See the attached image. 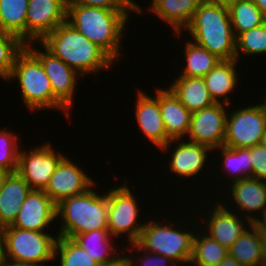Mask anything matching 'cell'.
Instances as JSON below:
<instances>
[{
	"label": "cell",
	"instance_id": "cell-1",
	"mask_svg": "<svg viewBox=\"0 0 266 266\" xmlns=\"http://www.w3.org/2000/svg\"><path fill=\"white\" fill-rule=\"evenodd\" d=\"M39 43L82 76L86 73L95 75L115 62L102 48L79 33L67 21Z\"/></svg>",
	"mask_w": 266,
	"mask_h": 266
},
{
	"label": "cell",
	"instance_id": "cell-2",
	"mask_svg": "<svg viewBox=\"0 0 266 266\" xmlns=\"http://www.w3.org/2000/svg\"><path fill=\"white\" fill-rule=\"evenodd\" d=\"M128 13L103 7L67 5V22L116 61L121 56L120 41Z\"/></svg>",
	"mask_w": 266,
	"mask_h": 266
},
{
	"label": "cell",
	"instance_id": "cell-3",
	"mask_svg": "<svg viewBox=\"0 0 266 266\" xmlns=\"http://www.w3.org/2000/svg\"><path fill=\"white\" fill-rule=\"evenodd\" d=\"M186 30L196 44L221 60L236 59V37L227 6L204 1Z\"/></svg>",
	"mask_w": 266,
	"mask_h": 266
},
{
	"label": "cell",
	"instance_id": "cell-4",
	"mask_svg": "<svg viewBox=\"0 0 266 266\" xmlns=\"http://www.w3.org/2000/svg\"><path fill=\"white\" fill-rule=\"evenodd\" d=\"M92 188L57 205L56 215L62 218L58 236L72 239L81 233L108 229V195H99Z\"/></svg>",
	"mask_w": 266,
	"mask_h": 266
},
{
	"label": "cell",
	"instance_id": "cell-5",
	"mask_svg": "<svg viewBox=\"0 0 266 266\" xmlns=\"http://www.w3.org/2000/svg\"><path fill=\"white\" fill-rule=\"evenodd\" d=\"M15 78L20 83L23 102L31 112L53 108L63 110L69 118L67 111L54 99L49 77L40 61L26 47L16 56L8 80Z\"/></svg>",
	"mask_w": 266,
	"mask_h": 266
},
{
	"label": "cell",
	"instance_id": "cell-6",
	"mask_svg": "<svg viewBox=\"0 0 266 266\" xmlns=\"http://www.w3.org/2000/svg\"><path fill=\"white\" fill-rule=\"evenodd\" d=\"M172 224L160 225L153 220L145 223L133 249L138 252L145 251L171 259L176 264L183 266L190 263L193 251L194 231L179 230L173 228Z\"/></svg>",
	"mask_w": 266,
	"mask_h": 266
},
{
	"label": "cell",
	"instance_id": "cell-7",
	"mask_svg": "<svg viewBox=\"0 0 266 266\" xmlns=\"http://www.w3.org/2000/svg\"><path fill=\"white\" fill-rule=\"evenodd\" d=\"M2 230L7 263H45L55 260L58 235L7 226Z\"/></svg>",
	"mask_w": 266,
	"mask_h": 266
},
{
	"label": "cell",
	"instance_id": "cell-8",
	"mask_svg": "<svg viewBox=\"0 0 266 266\" xmlns=\"http://www.w3.org/2000/svg\"><path fill=\"white\" fill-rule=\"evenodd\" d=\"M227 114L224 146L249 148L261 143L266 131V108L256 104Z\"/></svg>",
	"mask_w": 266,
	"mask_h": 266
},
{
	"label": "cell",
	"instance_id": "cell-9",
	"mask_svg": "<svg viewBox=\"0 0 266 266\" xmlns=\"http://www.w3.org/2000/svg\"><path fill=\"white\" fill-rule=\"evenodd\" d=\"M125 184L128 183L125 182L122 186L111 188L107 192L108 230L113 237L127 233L128 241L134 244L137 242L145 223L137 224L140 210L136 196Z\"/></svg>",
	"mask_w": 266,
	"mask_h": 266
},
{
	"label": "cell",
	"instance_id": "cell-10",
	"mask_svg": "<svg viewBox=\"0 0 266 266\" xmlns=\"http://www.w3.org/2000/svg\"><path fill=\"white\" fill-rule=\"evenodd\" d=\"M32 42L26 43L25 47L40 61L45 73L49 77L53 90L54 99L67 111L71 110L74 102L73 96L76 91L78 76L77 71L55 57L43 45L45 52L32 47ZM33 48V49H32Z\"/></svg>",
	"mask_w": 266,
	"mask_h": 266
},
{
	"label": "cell",
	"instance_id": "cell-11",
	"mask_svg": "<svg viewBox=\"0 0 266 266\" xmlns=\"http://www.w3.org/2000/svg\"><path fill=\"white\" fill-rule=\"evenodd\" d=\"M50 143L42 144L30 151L19 152L17 173L32 190H44L58 164L65 157L56 152Z\"/></svg>",
	"mask_w": 266,
	"mask_h": 266
},
{
	"label": "cell",
	"instance_id": "cell-12",
	"mask_svg": "<svg viewBox=\"0 0 266 266\" xmlns=\"http://www.w3.org/2000/svg\"><path fill=\"white\" fill-rule=\"evenodd\" d=\"M226 106V107H225ZM223 103L193 112L186 140L207 146L212 150L224 145L227 125V107Z\"/></svg>",
	"mask_w": 266,
	"mask_h": 266
},
{
	"label": "cell",
	"instance_id": "cell-13",
	"mask_svg": "<svg viewBox=\"0 0 266 266\" xmlns=\"http://www.w3.org/2000/svg\"><path fill=\"white\" fill-rule=\"evenodd\" d=\"M67 21V0H29L26 43L39 40Z\"/></svg>",
	"mask_w": 266,
	"mask_h": 266
},
{
	"label": "cell",
	"instance_id": "cell-14",
	"mask_svg": "<svg viewBox=\"0 0 266 266\" xmlns=\"http://www.w3.org/2000/svg\"><path fill=\"white\" fill-rule=\"evenodd\" d=\"M88 176L65 156L43 191L58 205L62 200L82 194L94 186L95 181Z\"/></svg>",
	"mask_w": 266,
	"mask_h": 266
},
{
	"label": "cell",
	"instance_id": "cell-15",
	"mask_svg": "<svg viewBox=\"0 0 266 266\" xmlns=\"http://www.w3.org/2000/svg\"><path fill=\"white\" fill-rule=\"evenodd\" d=\"M57 205L43 190H31L11 225L16 228L44 232L57 218Z\"/></svg>",
	"mask_w": 266,
	"mask_h": 266
},
{
	"label": "cell",
	"instance_id": "cell-16",
	"mask_svg": "<svg viewBox=\"0 0 266 266\" xmlns=\"http://www.w3.org/2000/svg\"><path fill=\"white\" fill-rule=\"evenodd\" d=\"M156 96L150 97L141 90L137 93L135 103V118L140 129L147 138L158 148L167 145L171 139L167 136L161 111L159 108V88Z\"/></svg>",
	"mask_w": 266,
	"mask_h": 266
},
{
	"label": "cell",
	"instance_id": "cell-17",
	"mask_svg": "<svg viewBox=\"0 0 266 266\" xmlns=\"http://www.w3.org/2000/svg\"><path fill=\"white\" fill-rule=\"evenodd\" d=\"M172 142H175V145H177L172 151L169 161L170 171L174 174L177 173L178 176L180 175L187 178L198 175L206 165L208 152L213 150L207 146L189 140L181 142L180 139H171L167 145H164L160 149L162 151H167L168 148L170 149L169 145H172Z\"/></svg>",
	"mask_w": 266,
	"mask_h": 266
},
{
	"label": "cell",
	"instance_id": "cell-18",
	"mask_svg": "<svg viewBox=\"0 0 266 266\" xmlns=\"http://www.w3.org/2000/svg\"><path fill=\"white\" fill-rule=\"evenodd\" d=\"M212 208L210 218L207 217L205 224L208 225L205 228L207 235L229 249L251 224L245 225V216L242 219L241 215H236L234 210L231 212L223 203H217Z\"/></svg>",
	"mask_w": 266,
	"mask_h": 266
},
{
	"label": "cell",
	"instance_id": "cell-19",
	"mask_svg": "<svg viewBox=\"0 0 266 266\" xmlns=\"http://www.w3.org/2000/svg\"><path fill=\"white\" fill-rule=\"evenodd\" d=\"M230 189L238 210L247 212L245 216L248 224L257 220L256 216H251L252 212L258 211L261 216L266 212V181L252 177L243 178L232 182Z\"/></svg>",
	"mask_w": 266,
	"mask_h": 266
},
{
	"label": "cell",
	"instance_id": "cell-20",
	"mask_svg": "<svg viewBox=\"0 0 266 266\" xmlns=\"http://www.w3.org/2000/svg\"><path fill=\"white\" fill-rule=\"evenodd\" d=\"M29 184L17 173H6L0 189V229L11 226L27 195Z\"/></svg>",
	"mask_w": 266,
	"mask_h": 266
},
{
	"label": "cell",
	"instance_id": "cell-21",
	"mask_svg": "<svg viewBox=\"0 0 266 266\" xmlns=\"http://www.w3.org/2000/svg\"><path fill=\"white\" fill-rule=\"evenodd\" d=\"M159 108L166 134L170 139H181L187 135L192 113L169 89H159Z\"/></svg>",
	"mask_w": 266,
	"mask_h": 266
},
{
	"label": "cell",
	"instance_id": "cell-22",
	"mask_svg": "<svg viewBox=\"0 0 266 266\" xmlns=\"http://www.w3.org/2000/svg\"><path fill=\"white\" fill-rule=\"evenodd\" d=\"M205 0H152L149 10L158 15V18L166 21L177 33L185 30L198 7Z\"/></svg>",
	"mask_w": 266,
	"mask_h": 266
},
{
	"label": "cell",
	"instance_id": "cell-23",
	"mask_svg": "<svg viewBox=\"0 0 266 266\" xmlns=\"http://www.w3.org/2000/svg\"><path fill=\"white\" fill-rule=\"evenodd\" d=\"M169 89L191 113L215 103L202 77L178 76Z\"/></svg>",
	"mask_w": 266,
	"mask_h": 266
},
{
	"label": "cell",
	"instance_id": "cell-24",
	"mask_svg": "<svg viewBox=\"0 0 266 266\" xmlns=\"http://www.w3.org/2000/svg\"><path fill=\"white\" fill-rule=\"evenodd\" d=\"M110 237L112 235L108 229H101L81 233L72 239L87 251L100 266H112L119 263L124 257L120 255L117 257V249L112 246Z\"/></svg>",
	"mask_w": 266,
	"mask_h": 266
},
{
	"label": "cell",
	"instance_id": "cell-25",
	"mask_svg": "<svg viewBox=\"0 0 266 266\" xmlns=\"http://www.w3.org/2000/svg\"><path fill=\"white\" fill-rule=\"evenodd\" d=\"M236 65V59L221 60L203 77L209 94L215 103H223L230 106V99L226 95H229L236 87L238 80ZM221 97L224 98L223 101L219 100Z\"/></svg>",
	"mask_w": 266,
	"mask_h": 266
},
{
	"label": "cell",
	"instance_id": "cell-26",
	"mask_svg": "<svg viewBox=\"0 0 266 266\" xmlns=\"http://www.w3.org/2000/svg\"><path fill=\"white\" fill-rule=\"evenodd\" d=\"M231 257L243 266H260L261 233L252 223L228 249Z\"/></svg>",
	"mask_w": 266,
	"mask_h": 266
},
{
	"label": "cell",
	"instance_id": "cell-27",
	"mask_svg": "<svg viewBox=\"0 0 266 266\" xmlns=\"http://www.w3.org/2000/svg\"><path fill=\"white\" fill-rule=\"evenodd\" d=\"M29 0H0V30L26 43V13Z\"/></svg>",
	"mask_w": 266,
	"mask_h": 266
},
{
	"label": "cell",
	"instance_id": "cell-28",
	"mask_svg": "<svg viewBox=\"0 0 266 266\" xmlns=\"http://www.w3.org/2000/svg\"><path fill=\"white\" fill-rule=\"evenodd\" d=\"M186 66L182 68L179 76L187 77H204L207 75L220 61L215 54H212L204 47L192 42L191 40L185 44Z\"/></svg>",
	"mask_w": 266,
	"mask_h": 266
},
{
	"label": "cell",
	"instance_id": "cell-29",
	"mask_svg": "<svg viewBox=\"0 0 266 266\" xmlns=\"http://www.w3.org/2000/svg\"><path fill=\"white\" fill-rule=\"evenodd\" d=\"M235 37L266 22V17L252 0H236L228 6Z\"/></svg>",
	"mask_w": 266,
	"mask_h": 266
},
{
	"label": "cell",
	"instance_id": "cell-30",
	"mask_svg": "<svg viewBox=\"0 0 266 266\" xmlns=\"http://www.w3.org/2000/svg\"><path fill=\"white\" fill-rule=\"evenodd\" d=\"M202 234L195 233L193 251L189 264L196 266H218L229 254L228 249L209 235H206V231L202 232Z\"/></svg>",
	"mask_w": 266,
	"mask_h": 266
},
{
	"label": "cell",
	"instance_id": "cell-31",
	"mask_svg": "<svg viewBox=\"0 0 266 266\" xmlns=\"http://www.w3.org/2000/svg\"><path fill=\"white\" fill-rule=\"evenodd\" d=\"M221 156L223 159V166L226 172L232 176V182L241 180L243 178L252 177L251 152L248 148H231L220 146Z\"/></svg>",
	"mask_w": 266,
	"mask_h": 266
},
{
	"label": "cell",
	"instance_id": "cell-32",
	"mask_svg": "<svg viewBox=\"0 0 266 266\" xmlns=\"http://www.w3.org/2000/svg\"><path fill=\"white\" fill-rule=\"evenodd\" d=\"M60 255V266H100L73 239L58 236L55 259Z\"/></svg>",
	"mask_w": 266,
	"mask_h": 266
},
{
	"label": "cell",
	"instance_id": "cell-33",
	"mask_svg": "<svg viewBox=\"0 0 266 266\" xmlns=\"http://www.w3.org/2000/svg\"><path fill=\"white\" fill-rule=\"evenodd\" d=\"M18 36L0 30V77L6 81L11 75L16 56L25 48Z\"/></svg>",
	"mask_w": 266,
	"mask_h": 266
},
{
	"label": "cell",
	"instance_id": "cell-34",
	"mask_svg": "<svg viewBox=\"0 0 266 266\" xmlns=\"http://www.w3.org/2000/svg\"><path fill=\"white\" fill-rule=\"evenodd\" d=\"M250 55L266 53V22L236 37V60L240 52Z\"/></svg>",
	"mask_w": 266,
	"mask_h": 266
},
{
	"label": "cell",
	"instance_id": "cell-35",
	"mask_svg": "<svg viewBox=\"0 0 266 266\" xmlns=\"http://www.w3.org/2000/svg\"><path fill=\"white\" fill-rule=\"evenodd\" d=\"M15 133L0 129V171L12 173L17 171L20 148Z\"/></svg>",
	"mask_w": 266,
	"mask_h": 266
},
{
	"label": "cell",
	"instance_id": "cell-36",
	"mask_svg": "<svg viewBox=\"0 0 266 266\" xmlns=\"http://www.w3.org/2000/svg\"><path fill=\"white\" fill-rule=\"evenodd\" d=\"M67 5L95 6L115 11L132 10L139 14L143 12L133 0H67Z\"/></svg>",
	"mask_w": 266,
	"mask_h": 266
},
{
	"label": "cell",
	"instance_id": "cell-37",
	"mask_svg": "<svg viewBox=\"0 0 266 266\" xmlns=\"http://www.w3.org/2000/svg\"><path fill=\"white\" fill-rule=\"evenodd\" d=\"M251 152L252 178L266 181V148L257 144L248 148Z\"/></svg>",
	"mask_w": 266,
	"mask_h": 266
},
{
	"label": "cell",
	"instance_id": "cell-38",
	"mask_svg": "<svg viewBox=\"0 0 266 266\" xmlns=\"http://www.w3.org/2000/svg\"><path fill=\"white\" fill-rule=\"evenodd\" d=\"M143 253L146 254L140 255V257L143 256L142 259H139V261L141 262L140 266H177L174 261L164 257L163 255L154 253L149 254V252L145 251H143Z\"/></svg>",
	"mask_w": 266,
	"mask_h": 266
},
{
	"label": "cell",
	"instance_id": "cell-39",
	"mask_svg": "<svg viewBox=\"0 0 266 266\" xmlns=\"http://www.w3.org/2000/svg\"><path fill=\"white\" fill-rule=\"evenodd\" d=\"M0 266H7V261L5 256V241L1 229H0Z\"/></svg>",
	"mask_w": 266,
	"mask_h": 266
},
{
	"label": "cell",
	"instance_id": "cell-40",
	"mask_svg": "<svg viewBox=\"0 0 266 266\" xmlns=\"http://www.w3.org/2000/svg\"><path fill=\"white\" fill-rule=\"evenodd\" d=\"M262 219L257 217V220L253 223L261 234L266 235V212L261 216Z\"/></svg>",
	"mask_w": 266,
	"mask_h": 266
},
{
	"label": "cell",
	"instance_id": "cell-41",
	"mask_svg": "<svg viewBox=\"0 0 266 266\" xmlns=\"http://www.w3.org/2000/svg\"><path fill=\"white\" fill-rule=\"evenodd\" d=\"M260 266H266V235L261 234V262Z\"/></svg>",
	"mask_w": 266,
	"mask_h": 266
},
{
	"label": "cell",
	"instance_id": "cell-42",
	"mask_svg": "<svg viewBox=\"0 0 266 266\" xmlns=\"http://www.w3.org/2000/svg\"><path fill=\"white\" fill-rule=\"evenodd\" d=\"M218 266H243V265L228 254Z\"/></svg>",
	"mask_w": 266,
	"mask_h": 266
},
{
	"label": "cell",
	"instance_id": "cell-43",
	"mask_svg": "<svg viewBox=\"0 0 266 266\" xmlns=\"http://www.w3.org/2000/svg\"><path fill=\"white\" fill-rule=\"evenodd\" d=\"M134 259L132 257L124 256V258L117 264L112 266H135L133 264Z\"/></svg>",
	"mask_w": 266,
	"mask_h": 266
},
{
	"label": "cell",
	"instance_id": "cell-44",
	"mask_svg": "<svg viewBox=\"0 0 266 266\" xmlns=\"http://www.w3.org/2000/svg\"><path fill=\"white\" fill-rule=\"evenodd\" d=\"M252 1L259 8L261 13L266 17V0H252Z\"/></svg>",
	"mask_w": 266,
	"mask_h": 266
},
{
	"label": "cell",
	"instance_id": "cell-45",
	"mask_svg": "<svg viewBox=\"0 0 266 266\" xmlns=\"http://www.w3.org/2000/svg\"><path fill=\"white\" fill-rule=\"evenodd\" d=\"M213 4H219L224 6H230L232 3H234L236 0H205Z\"/></svg>",
	"mask_w": 266,
	"mask_h": 266
},
{
	"label": "cell",
	"instance_id": "cell-46",
	"mask_svg": "<svg viewBox=\"0 0 266 266\" xmlns=\"http://www.w3.org/2000/svg\"><path fill=\"white\" fill-rule=\"evenodd\" d=\"M7 266H46L45 263H7Z\"/></svg>",
	"mask_w": 266,
	"mask_h": 266
},
{
	"label": "cell",
	"instance_id": "cell-47",
	"mask_svg": "<svg viewBox=\"0 0 266 266\" xmlns=\"http://www.w3.org/2000/svg\"><path fill=\"white\" fill-rule=\"evenodd\" d=\"M261 144H262V146L264 148H266V131H265V133H264V135L262 137Z\"/></svg>",
	"mask_w": 266,
	"mask_h": 266
},
{
	"label": "cell",
	"instance_id": "cell-48",
	"mask_svg": "<svg viewBox=\"0 0 266 266\" xmlns=\"http://www.w3.org/2000/svg\"><path fill=\"white\" fill-rule=\"evenodd\" d=\"M5 174L4 172L0 171V189H1V186H2V183H3V179L5 177Z\"/></svg>",
	"mask_w": 266,
	"mask_h": 266
},
{
	"label": "cell",
	"instance_id": "cell-49",
	"mask_svg": "<svg viewBox=\"0 0 266 266\" xmlns=\"http://www.w3.org/2000/svg\"><path fill=\"white\" fill-rule=\"evenodd\" d=\"M265 102L263 103L264 104V106H265V108H266V98H265V100H264Z\"/></svg>",
	"mask_w": 266,
	"mask_h": 266
}]
</instances>
